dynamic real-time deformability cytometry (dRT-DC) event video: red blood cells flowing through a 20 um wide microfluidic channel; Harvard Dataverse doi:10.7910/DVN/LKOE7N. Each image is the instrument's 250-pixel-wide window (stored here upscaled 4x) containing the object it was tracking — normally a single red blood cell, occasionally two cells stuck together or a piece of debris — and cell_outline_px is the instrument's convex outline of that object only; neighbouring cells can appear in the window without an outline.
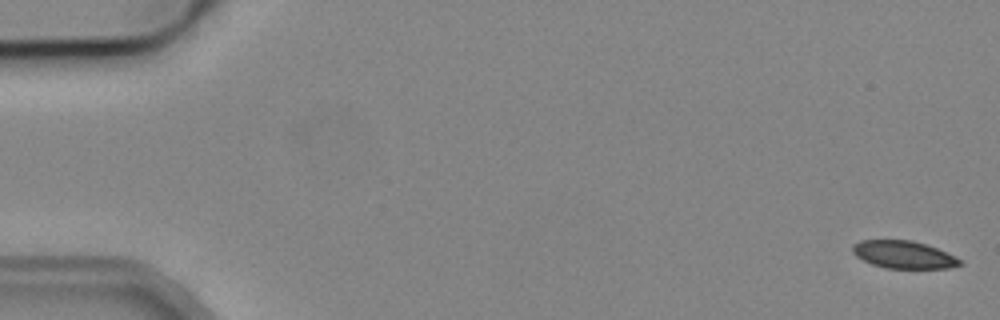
{"species": "common noctule bat (a hibernating species)", "species_latin": "Nyctalus noctula", "temperature_condition": "cold", "stored_images_in_passage": 7, "camera_frame_rate_fps": 3000, "um_per_image_px": 0.085, "animal": {"sex": "male", "body_mass_g": 19.2, "forearm_length_mm": 51.8}, "frame": {"image": 1, "passage_image": 1, "time_ms": 0.0, "image_size_px": [1000, 320], "cell_outline_px": [[964, 264], [948, 268], [884, 268], [872, 264], [856, 256], [852, 252], [852, 244], [860, 240], [912, 240], [936, 248], [956, 256], [964, 260]], "centroid_in_image_um": [76.83, 21.64], "position_along_channel_um": 8.2, "area_um2": 17.34}}
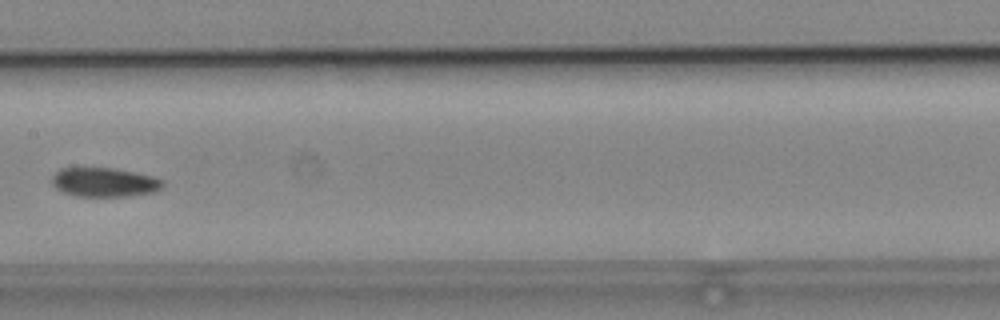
{"frame": {"image": 2, "passage_image": 6, "time_ms": 9.0, "image_size_px": [1000, 320], "cell_outline_px": [[164, 184], [160, 188], [152, 192], [124, 196], [76, 196], [64, 192], [56, 188], [52, 184], [52, 176], [60, 168], [112, 168], [152, 176], [164, 180]], "centroid_in_image_um": [8.84, 15.49], "position_along_channel_um": 198.6, "area_um2": 18.55}}
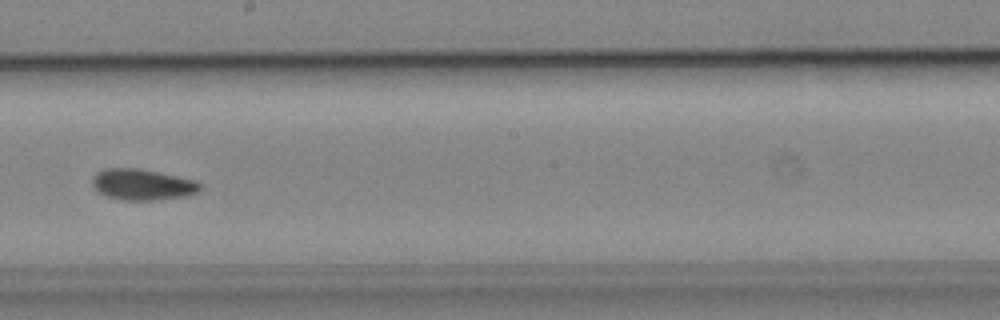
{"frame": {"image": 3, "passage_image": 7, "time_ms": 10.0, "image_size_px": [1000, 320], "cell_outline_px": [[200, 192], [184, 196], [156, 200], [124, 200], [108, 196], [100, 192], [92, 184], [92, 176], [96, 172], [104, 168], [140, 168], [196, 180], [200, 184]], "centroid_in_image_um": [12.11, 15.67], "position_along_channel_um": 236.1, "area_um2": 19.48}}